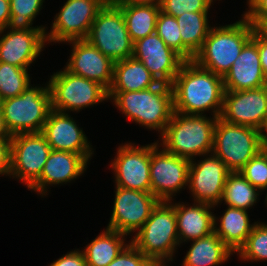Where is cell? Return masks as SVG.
Masks as SVG:
<instances>
[{
  "label": "cell",
  "mask_w": 267,
  "mask_h": 266,
  "mask_svg": "<svg viewBox=\"0 0 267 266\" xmlns=\"http://www.w3.org/2000/svg\"><path fill=\"white\" fill-rule=\"evenodd\" d=\"M174 111L186 115H202L213 110V117H220L224 100L223 77L185 61L171 85Z\"/></svg>",
  "instance_id": "obj_1"
},
{
  "label": "cell",
  "mask_w": 267,
  "mask_h": 266,
  "mask_svg": "<svg viewBox=\"0 0 267 266\" xmlns=\"http://www.w3.org/2000/svg\"><path fill=\"white\" fill-rule=\"evenodd\" d=\"M108 98L129 120L160 135L174 112L172 86L164 83L141 91H108Z\"/></svg>",
  "instance_id": "obj_2"
},
{
  "label": "cell",
  "mask_w": 267,
  "mask_h": 266,
  "mask_svg": "<svg viewBox=\"0 0 267 266\" xmlns=\"http://www.w3.org/2000/svg\"><path fill=\"white\" fill-rule=\"evenodd\" d=\"M243 19L225 26L211 27L193 61L200 67L224 77L252 38L255 27Z\"/></svg>",
  "instance_id": "obj_3"
},
{
  "label": "cell",
  "mask_w": 267,
  "mask_h": 266,
  "mask_svg": "<svg viewBox=\"0 0 267 266\" xmlns=\"http://www.w3.org/2000/svg\"><path fill=\"white\" fill-rule=\"evenodd\" d=\"M218 117L186 115L174 111L161 135V145L171 154L194 160L213 150L214 129Z\"/></svg>",
  "instance_id": "obj_4"
},
{
  "label": "cell",
  "mask_w": 267,
  "mask_h": 266,
  "mask_svg": "<svg viewBox=\"0 0 267 266\" xmlns=\"http://www.w3.org/2000/svg\"><path fill=\"white\" fill-rule=\"evenodd\" d=\"M171 203L160 201L130 241L155 265H166V262L172 261L174 251L180 245L175 204Z\"/></svg>",
  "instance_id": "obj_5"
},
{
  "label": "cell",
  "mask_w": 267,
  "mask_h": 266,
  "mask_svg": "<svg viewBox=\"0 0 267 266\" xmlns=\"http://www.w3.org/2000/svg\"><path fill=\"white\" fill-rule=\"evenodd\" d=\"M6 127L11 135L42 132L52 110L48 87L29 85L19 96L0 101Z\"/></svg>",
  "instance_id": "obj_6"
},
{
  "label": "cell",
  "mask_w": 267,
  "mask_h": 266,
  "mask_svg": "<svg viewBox=\"0 0 267 266\" xmlns=\"http://www.w3.org/2000/svg\"><path fill=\"white\" fill-rule=\"evenodd\" d=\"M86 40L113 62L133 56L134 43L116 4H105L98 12Z\"/></svg>",
  "instance_id": "obj_7"
},
{
  "label": "cell",
  "mask_w": 267,
  "mask_h": 266,
  "mask_svg": "<svg viewBox=\"0 0 267 266\" xmlns=\"http://www.w3.org/2000/svg\"><path fill=\"white\" fill-rule=\"evenodd\" d=\"M260 151L257 129L231 124L218 117L212 154L221 159L230 172H239Z\"/></svg>",
  "instance_id": "obj_8"
},
{
  "label": "cell",
  "mask_w": 267,
  "mask_h": 266,
  "mask_svg": "<svg viewBox=\"0 0 267 266\" xmlns=\"http://www.w3.org/2000/svg\"><path fill=\"white\" fill-rule=\"evenodd\" d=\"M48 87L52 109L64 113L69 110L77 112L109 100L108 91L100 83L72 74L66 69L54 73Z\"/></svg>",
  "instance_id": "obj_9"
},
{
  "label": "cell",
  "mask_w": 267,
  "mask_h": 266,
  "mask_svg": "<svg viewBox=\"0 0 267 266\" xmlns=\"http://www.w3.org/2000/svg\"><path fill=\"white\" fill-rule=\"evenodd\" d=\"M159 147L158 142L150 145L151 193L160 201L169 202L188 186L191 160L171 154L163 146L160 151Z\"/></svg>",
  "instance_id": "obj_10"
},
{
  "label": "cell",
  "mask_w": 267,
  "mask_h": 266,
  "mask_svg": "<svg viewBox=\"0 0 267 266\" xmlns=\"http://www.w3.org/2000/svg\"><path fill=\"white\" fill-rule=\"evenodd\" d=\"M50 152L51 147L42 132L12 135L10 176L25 182L29 189L40 178Z\"/></svg>",
  "instance_id": "obj_11"
},
{
  "label": "cell",
  "mask_w": 267,
  "mask_h": 266,
  "mask_svg": "<svg viewBox=\"0 0 267 266\" xmlns=\"http://www.w3.org/2000/svg\"><path fill=\"white\" fill-rule=\"evenodd\" d=\"M104 5V0H67L55 15L50 33L46 32V40L60 43L86 39Z\"/></svg>",
  "instance_id": "obj_12"
},
{
  "label": "cell",
  "mask_w": 267,
  "mask_h": 266,
  "mask_svg": "<svg viewBox=\"0 0 267 266\" xmlns=\"http://www.w3.org/2000/svg\"><path fill=\"white\" fill-rule=\"evenodd\" d=\"M159 202L151 192L116 186L113 211L106 228L125 235L138 232Z\"/></svg>",
  "instance_id": "obj_13"
},
{
  "label": "cell",
  "mask_w": 267,
  "mask_h": 266,
  "mask_svg": "<svg viewBox=\"0 0 267 266\" xmlns=\"http://www.w3.org/2000/svg\"><path fill=\"white\" fill-rule=\"evenodd\" d=\"M111 167L117 187L151 192L150 144L137 147L125 143L119 146Z\"/></svg>",
  "instance_id": "obj_14"
},
{
  "label": "cell",
  "mask_w": 267,
  "mask_h": 266,
  "mask_svg": "<svg viewBox=\"0 0 267 266\" xmlns=\"http://www.w3.org/2000/svg\"><path fill=\"white\" fill-rule=\"evenodd\" d=\"M220 118L258 130L267 118V85L257 89L225 91Z\"/></svg>",
  "instance_id": "obj_15"
},
{
  "label": "cell",
  "mask_w": 267,
  "mask_h": 266,
  "mask_svg": "<svg viewBox=\"0 0 267 266\" xmlns=\"http://www.w3.org/2000/svg\"><path fill=\"white\" fill-rule=\"evenodd\" d=\"M191 160L189 167L188 188L192 192L194 202L218 205L221 203L226 178L230 171L225 163L216 155L195 162Z\"/></svg>",
  "instance_id": "obj_16"
},
{
  "label": "cell",
  "mask_w": 267,
  "mask_h": 266,
  "mask_svg": "<svg viewBox=\"0 0 267 266\" xmlns=\"http://www.w3.org/2000/svg\"><path fill=\"white\" fill-rule=\"evenodd\" d=\"M133 57L141 61L159 83L172 85L185 60L156 34L134 42Z\"/></svg>",
  "instance_id": "obj_17"
},
{
  "label": "cell",
  "mask_w": 267,
  "mask_h": 266,
  "mask_svg": "<svg viewBox=\"0 0 267 266\" xmlns=\"http://www.w3.org/2000/svg\"><path fill=\"white\" fill-rule=\"evenodd\" d=\"M72 52L65 69L72 74L100 83L107 91L113 81L114 63L86 39L71 40Z\"/></svg>",
  "instance_id": "obj_18"
},
{
  "label": "cell",
  "mask_w": 267,
  "mask_h": 266,
  "mask_svg": "<svg viewBox=\"0 0 267 266\" xmlns=\"http://www.w3.org/2000/svg\"><path fill=\"white\" fill-rule=\"evenodd\" d=\"M51 150L67 151L83 155L88 161L94 151L90 142L68 113L51 110L43 130Z\"/></svg>",
  "instance_id": "obj_19"
},
{
  "label": "cell",
  "mask_w": 267,
  "mask_h": 266,
  "mask_svg": "<svg viewBox=\"0 0 267 266\" xmlns=\"http://www.w3.org/2000/svg\"><path fill=\"white\" fill-rule=\"evenodd\" d=\"M225 91L257 89L267 85L257 48V29L223 77Z\"/></svg>",
  "instance_id": "obj_20"
},
{
  "label": "cell",
  "mask_w": 267,
  "mask_h": 266,
  "mask_svg": "<svg viewBox=\"0 0 267 266\" xmlns=\"http://www.w3.org/2000/svg\"><path fill=\"white\" fill-rule=\"evenodd\" d=\"M9 31L0 38V62L28 69L47 43L46 31Z\"/></svg>",
  "instance_id": "obj_21"
},
{
  "label": "cell",
  "mask_w": 267,
  "mask_h": 266,
  "mask_svg": "<svg viewBox=\"0 0 267 266\" xmlns=\"http://www.w3.org/2000/svg\"><path fill=\"white\" fill-rule=\"evenodd\" d=\"M87 162L81 154L51 150L40 178L29 189L45 195L48 188L46 186L67 183L82 175L87 168Z\"/></svg>",
  "instance_id": "obj_22"
},
{
  "label": "cell",
  "mask_w": 267,
  "mask_h": 266,
  "mask_svg": "<svg viewBox=\"0 0 267 266\" xmlns=\"http://www.w3.org/2000/svg\"><path fill=\"white\" fill-rule=\"evenodd\" d=\"M175 203L179 244L200 239L214 232V205L194 202L193 206Z\"/></svg>",
  "instance_id": "obj_23"
},
{
  "label": "cell",
  "mask_w": 267,
  "mask_h": 266,
  "mask_svg": "<svg viewBox=\"0 0 267 266\" xmlns=\"http://www.w3.org/2000/svg\"><path fill=\"white\" fill-rule=\"evenodd\" d=\"M158 84L144 64L132 56L114 63L113 81L108 91H141Z\"/></svg>",
  "instance_id": "obj_24"
},
{
  "label": "cell",
  "mask_w": 267,
  "mask_h": 266,
  "mask_svg": "<svg viewBox=\"0 0 267 266\" xmlns=\"http://www.w3.org/2000/svg\"><path fill=\"white\" fill-rule=\"evenodd\" d=\"M217 219L214 216V232L233 253L238 252L254 226L249 222L247 211L228 206L220 218L219 228L216 227Z\"/></svg>",
  "instance_id": "obj_25"
},
{
  "label": "cell",
  "mask_w": 267,
  "mask_h": 266,
  "mask_svg": "<svg viewBox=\"0 0 267 266\" xmlns=\"http://www.w3.org/2000/svg\"><path fill=\"white\" fill-rule=\"evenodd\" d=\"M208 12H185L175 17L182 38V58L192 61L201 49L211 26L208 24Z\"/></svg>",
  "instance_id": "obj_26"
},
{
  "label": "cell",
  "mask_w": 267,
  "mask_h": 266,
  "mask_svg": "<svg viewBox=\"0 0 267 266\" xmlns=\"http://www.w3.org/2000/svg\"><path fill=\"white\" fill-rule=\"evenodd\" d=\"M192 242L182 266H218L233 255L215 232Z\"/></svg>",
  "instance_id": "obj_27"
},
{
  "label": "cell",
  "mask_w": 267,
  "mask_h": 266,
  "mask_svg": "<svg viewBox=\"0 0 267 266\" xmlns=\"http://www.w3.org/2000/svg\"><path fill=\"white\" fill-rule=\"evenodd\" d=\"M123 13L132 42L155 33L159 4H116Z\"/></svg>",
  "instance_id": "obj_28"
},
{
  "label": "cell",
  "mask_w": 267,
  "mask_h": 266,
  "mask_svg": "<svg viewBox=\"0 0 267 266\" xmlns=\"http://www.w3.org/2000/svg\"><path fill=\"white\" fill-rule=\"evenodd\" d=\"M125 236L127 235L106 228L82 251L87 266H108L127 245L124 242Z\"/></svg>",
  "instance_id": "obj_29"
},
{
  "label": "cell",
  "mask_w": 267,
  "mask_h": 266,
  "mask_svg": "<svg viewBox=\"0 0 267 266\" xmlns=\"http://www.w3.org/2000/svg\"><path fill=\"white\" fill-rule=\"evenodd\" d=\"M259 190L240 172H230L226 178L222 201L229 207L248 210L257 202Z\"/></svg>",
  "instance_id": "obj_30"
},
{
  "label": "cell",
  "mask_w": 267,
  "mask_h": 266,
  "mask_svg": "<svg viewBox=\"0 0 267 266\" xmlns=\"http://www.w3.org/2000/svg\"><path fill=\"white\" fill-rule=\"evenodd\" d=\"M10 20L6 27L11 30H45V26L30 27L43 8L44 0H9Z\"/></svg>",
  "instance_id": "obj_31"
},
{
  "label": "cell",
  "mask_w": 267,
  "mask_h": 266,
  "mask_svg": "<svg viewBox=\"0 0 267 266\" xmlns=\"http://www.w3.org/2000/svg\"><path fill=\"white\" fill-rule=\"evenodd\" d=\"M27 70L0 62V101L19 96L30 85Z\"/></svg>",
  "instance_id": "obj_32"
},
{
  "label": "cell",
  "mask_w": 267,
  "mask_h": 266,
  "mask_svg": "<svg viewBox=\"0 0 267 266\" xmlns=\"http://www.w3.org/2000/svg\"><path fill=\"white\" fill-rule=\"evenodd\" d=\"M237 254L244 261L267 260V224L255 222L250 235Z\"/></svg>",
  "instance_id": "obj_33"
},
{
  "label": "cell",
  "mask_w": 267,
  "mask_h": 266,
  "mask_svg": "<svg viewBox=\"0 0 267 266\" xmlns=\"http://www.w3.org/2000/svg\"><path fill=\"white\" fill-rule=\"evenodd\" d=\"M155 33L165 44L182 57V38L177 20L160 11L157 17Z\"/></svg>",
  "instance_id": "obj_34"
},
{
  "label": "cell",
  "mask_w": 267,
  "mask_h": 266,
  "mask_svg": "<svg viewBox=\"0 0 267 266\" xmlns=\"http://www.w3.org/2000/svg\"><path fill=\"white\" fill-rule=\"evenodd\" d=\"M260 192L267 189V151H260L239 171Z\"/></svg>",
  "instance_id": "obj_35"
},
{
  "label": "cell",
  "mask_w": 267,
  "mask_h": 266,
  "mask_svg": "<svg viewBox=\"0 0 267 266\" xmlns=\"http://www.w3.org/2000/svg\"><path fill=\"white\" fill-rule=\"evenodd\" d=\"M213 0H160V11L178 17L185 12H208Z\"/></svg>",
  "instance_id": "obj_36"
},
{
  "label": "cell",
  "mask_w": 267,
  "mask_h": 266,
  "mask_svg": "<svg viewBox=\"0 0 267 266\" xmlns=\"http://www.w3.org/2000/svg\"><path fill=\"white\" fill-rule=\"evenodd\" d=\"M108 266H156V265L130 242L124 247V249Z\"/></svg>",
  "instance_id": "obj_37"
},
{
  "label": "cell",
  "mask_w": 267,
  "mask_h": 266,
  "mask_svg": "<svg viewBox=\"0 0 267 266\" xmlns=\"http://www.w3.org/2000/svg\"><path fill=\"white\" fill-rule=\"evenodd\" d=\"M249 10L243 15L258 29L267 22V0H248Z\"/></svg>",
  "instance_id": "obj_38"
},
{
  "label": "cell",
  "mask_w": 267,
  "mask_h": 266,
  "mask_svg": "<svg viewBox=\"0 0 267 266\" xmlns=\"http://www.w3.org/2000/svg\"><path fill=\"white\" fill-rule=\"evenodd\" d=\"M11 138H0V175L11 173Z\"/></svg>",
  "instance_id": "obj_39"
},
{
  "label": "cell",
  "mask_w": 267,
  "mask_h": 266,
  "mask_svg": "<svg viewBox=\"0 0 267 266\" xmlns=\"http://www.w3.org/2000/svg\"><path fill=\"white\" fill-rule=\"evenodd\" d=\"M49 266H87L84 253L79 249L71 251Z\"/></svg>",
  "instance_id": "obj_40"
},
{
  "label": "cell",
  "mask_w": 267,
  "mask_h": 266,
  "mask_svg": "<svg viewBox=\"0 0 267 266\" xmlns=\"http://www.w3.org/2000/svg\"><path fill=\"white\" fill-rule=\"evenodd\" d=\"M257 48L262 71L267 78V38L257 29Z\"/></svg>",
  "instance_id": "obj_41"
},
{
  "label": "cell",
  "mask_w": 267,
  "mask_h": 266,
  "mask_svg": "<svg viewBox=\"0 0 267 266\" xmlns=\"http://www.w3.org/2000/svg\"><path fill=\"white\" fill-rule=\"evenodd\" d=\"M9 20L10 2L9 0H0V35L6 30Z\"/></svg>",
  "instance_id": "obj_42"
},
{
  "label": "cell",
  "mask_w": 267,
  "mask_h": 266,
  "mask_svg": "<svg viewBox=\"0 0 267 266\" xmlns=\"http://www.w3.org/2000/svg\"><path fill=\"white\" fill-rule=\"evenodd\" d=\"M258 134L261 151H267V118L259 127Z\"/></svg>",
  "instance_id": "obj_43"
},
{
  "label": "cell",
  "mask_w": 267,
  "mask_h": 266,
  "mask_svg": "<svg viewBox=\"0 0 267 266\" xmlns=\"http://www.w3.org/2000/svg\"><path fill=\"white\" fill-rule=\"evenodd\" d=\"M0 138H12V135L10 134V132L6 127L1 108H0Z\"/></svg>",
  "instance_id": "obj_44"
},
{
  "label": "cell",
  "mask_w": 267,
  "mask_h": 266,
  "mask_svg": "<svg viewBox=\"0 0 267 266\" xmlns=\"http://www.w3.org/2000/svg\"><path fill=\"white\" fill-rule=\"evenodd\" d=\"M117 4H160V0H122Z\"/></svg>",
  "instance_id": "obj_45"
},
{
  "label": "cell",
  "mask_w": 267,
  "mask_h": 266,
  "mask_svg": "<svg viewBox=\"0 0 267 266\" xmlns=\"http://www.w3.org/2000/svg\"><path fill=\"white\" fill-rule=\"evenodd\" d=\"M258 30L267 38V22L263 23Z\"/></svg>",
  "instance_id": "obj_46"
},
{
  "label": "cell",
  "mask_w": 267,
  "mask_h": 266,
  "mask_svg": "<svg viewBox=\"0 0 267 266\" xmlns=\"http://www.w3.org/2000/svg\"><path fill=\"white\" fill-rule=\"evenodd\" d=\"M122 0H104L105 4H117L120 3Z\"/></svg>",
  "instance_id": "obj_47"
}]
</instances>
